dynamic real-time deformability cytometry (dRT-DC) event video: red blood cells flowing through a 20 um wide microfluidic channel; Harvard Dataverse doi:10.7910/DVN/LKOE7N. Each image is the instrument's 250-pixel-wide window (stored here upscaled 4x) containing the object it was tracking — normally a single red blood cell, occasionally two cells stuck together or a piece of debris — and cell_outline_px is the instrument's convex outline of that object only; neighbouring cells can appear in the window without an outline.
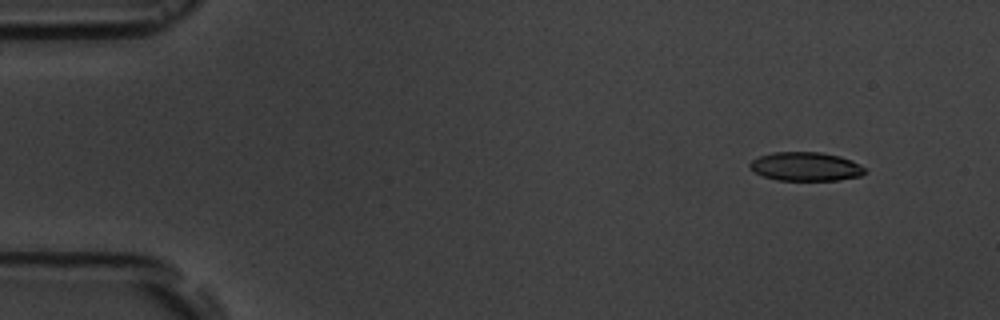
{"species": "common noctule bat (a hibernating species)", "species_latin": "Nyctalus noctula", "temperature_condition": "room temperature", "stored_images_in_passage": 6, "camera_frame_rate_fps": 3000, "um_per_image_px": 0.085, "animal": {"sex": "male", "body_mass_g": 19.5, "forearm_length_mm": 54.6}, "frame": {"image": 1, "passage_image": 2, "time_ms": 1.0, "image_size_px": [1000, 320], "cell_outline_px": [[868, 172], [860, 176], [840, 180], [776, 180], [764, 176], [748, 168], [748, 164], [752, 160], [760, 156], [772, 152], [820, 152], [840, 156], [852, 160], [864, 168]], "centroid_in_image_um": [68.49, 14.15], "position_along_channel_um": 16.5, "area_um2": 19.36}}